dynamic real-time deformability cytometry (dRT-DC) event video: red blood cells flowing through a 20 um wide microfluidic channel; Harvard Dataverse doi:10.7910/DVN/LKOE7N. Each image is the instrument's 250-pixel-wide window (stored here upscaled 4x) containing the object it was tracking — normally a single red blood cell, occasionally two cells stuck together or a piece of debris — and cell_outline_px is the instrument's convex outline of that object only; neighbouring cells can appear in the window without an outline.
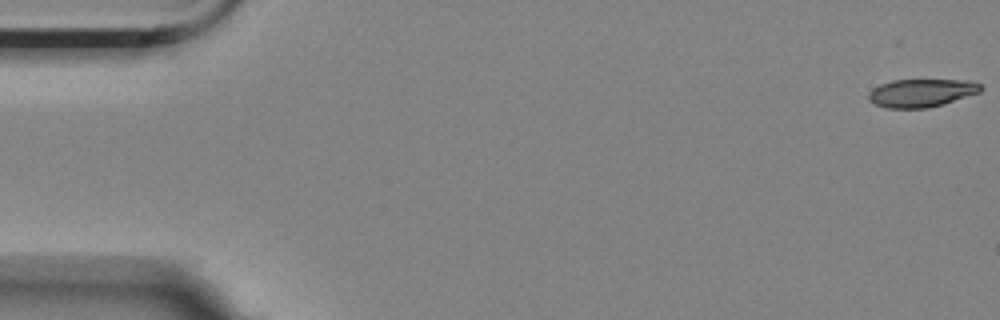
{"species": "Egyptian fruit bat (a non-hibernating species)", "species_latin": "Rousettus aegyptiacus", "temperature_condition": "room temperature", "stored_images_in_passage": 4, "camera_frame_rate_fps": 3000, "um_per_image_px": 0.085, "animal": {"sex": "female"}, "frame": {"image": 1, "passage_image": 1, "time_ms": 0.0, "image_size_px": [1000, 320], "cell_outline_px": [[984, 88], [980, 92], [944, 104], [928, 108], [884, 108], [872, 104], [868, 100], [868, 96], [872, 88], [880, 84], [892, 80], [968, 80], [980, 84]], "centroid_in_image_um": [78.29, 7.9], "position_along_channel_um": 6.7, "area_um2": 18.55}}